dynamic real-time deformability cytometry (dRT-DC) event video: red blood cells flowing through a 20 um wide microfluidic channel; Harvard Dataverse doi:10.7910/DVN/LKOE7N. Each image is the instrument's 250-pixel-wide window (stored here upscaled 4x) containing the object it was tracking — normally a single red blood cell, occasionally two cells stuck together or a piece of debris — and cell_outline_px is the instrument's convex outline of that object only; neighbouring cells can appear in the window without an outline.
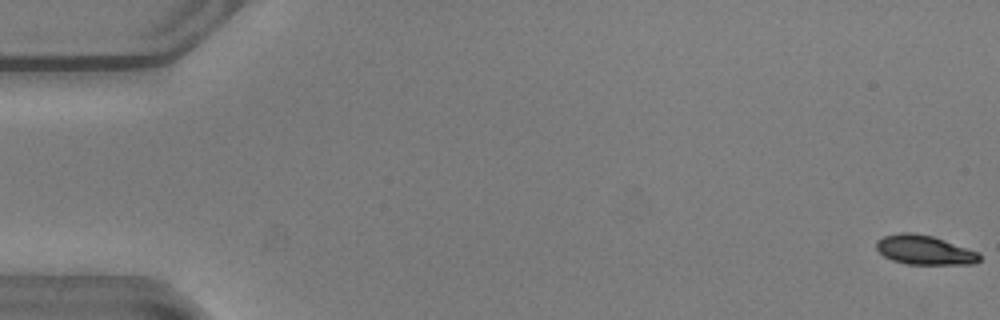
{"species": "common noctule bat (a hibernating species)", "species_latin": "Nyctalus noctula", "temperature_condition": "warm", "stored_images_in_passage": 54, "camera_frame_rate_fps": 3000, "um_per_image_px": 0.085, "animal": {"sex": "male", "body_mass_g": 20.5, "forearm_length_mm": 52.5}, "frame": {"image": 1, "passage_image": 1, "time_ms": 0.0, "image_size_px": [1000, 320], "cell_outline_px": [[980, 260], [976, 264], [908, 264], [892, 260], [884, 256], [876, 248], [876, 240], [884, 236], [900, 232], [912, 232], [932, 236], [980, 252]], "centroid_in_image_um": [78.59, 21.25], "position_along_channel_um": 6.4, "area_um2": 17.69}}
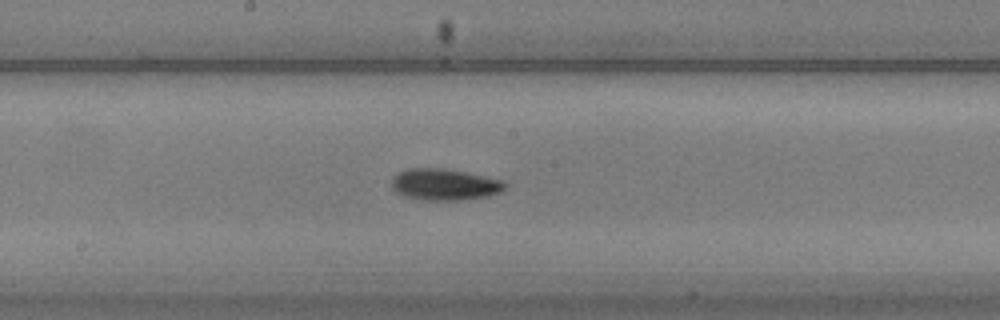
{"frame": {"image": 2, "passage_image": 29, "time_ms": 9.333, "image_size_px": [1000, 320], "cell_outline_px": [[508, 184], [500, 192], [488, 196], [460, 200], [420, 200], [404, 196], [396, 192], [392, 188], [392, 176], [396, 172], [408, 168], [444, 168], [504, 180]], "centroid_in_image_um": [37.75, 15.68], "position_along_channel_um": 210.4, "area_um2": 20.98}}
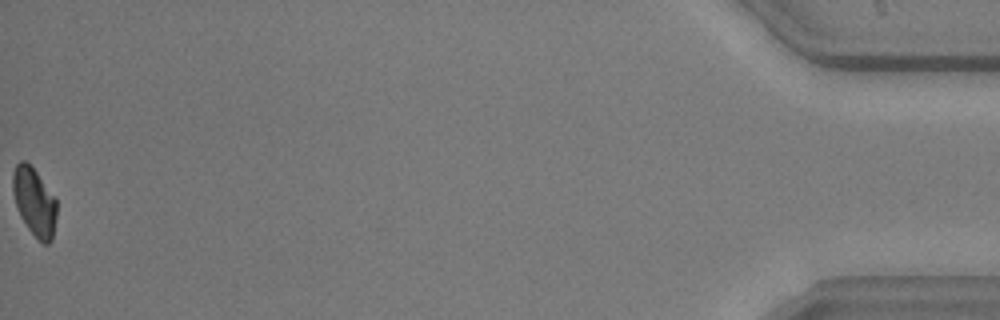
{"frame": {"image": 3, "passage_image": 54, "time_ms": 17.667, "image_size_px": [1000, 320], "cell_outline_px": [[56, 216], [52, 240], [48, 244], [44, 244], [28, 228], [20, 216], [12, 192], [12, 172], [16, 164], [20, 160], [24, 160], [36, 172], [56, 200]], "centroid_in_image_um": [2.89, 17.15], "position_along_channel_um": 432.3, "area_um2": 17.11}, "authors_computed_cell_mechanics": {"area_um2": 18.9006, "velocity_mm_per_s": 3.859, "shape_relaxation_time_tau1_ms": 2.1406, "shape_relaxation_time_tau2_ms": null, "deformation_change_tau1": 0.1189, "deformation_change_tau2": null}}